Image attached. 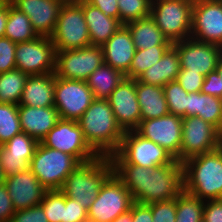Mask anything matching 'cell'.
<instances>
[{"label":"cell","instance_id":"22","mask_svg":"<svg viewBox=\"0 0 222 222\" xmlns=\"http://www.w3.org/2000/svg\"><path fill=\"white\" fill-rule=\"evenodd\" d=\"M21 130L38 142L48 134L60 119L58 111L51 107L18 105Z\"/></svg>","mask_w":222,"mask_h":222},{"label":"cell","instance_id":"28","mask_svg":"<svg viewBox=\"0 0 222 222\" xmlns=\"http://www.w3.org/2000/svg\"><path fill=\"white\" fill-rule=\"evenodd\" d=\"M129 29L136 49H148L153 46H172L153 18L149 15L125 24Z\"/></svg>","mask_w":222,"mask_h":222},{"label":"cell","instance_id":"3","mask_svg":"<svg viewBox=\"0 0 222 222\" xmlns=\"http://www.w3.org/2000/svg\"><path fill=\"white\" fill-rule=\"evenodd\" d=\"M182 165L185 192L204 201L222 199V145L190 157Z\"/></svg>","mask_w":222,"mask_h":222},{"label":"cell","instance_id":"13","mask_svg":"<svg viewBox=\"0 0 222 222\" xmlns=\"http://www.w3.org/2000/svg\"><path fill=\"white\" fill-rule=\"evenodd\" d=\"M104 63L101 46L56 51L55 76L68 80H84Z\"/></svg>","mask_w":222,"mask_h":222},{"label":"cell","instance_id":"29","mask_svg":"<svg viewBox=\"0 0 222 222\" xmlns=\"http://www.w3.org/2000/svg\"><path fill=\"white\" fill-rule=\"evenodd\" d=\"M124 77L120 71L103 63L88 77L86 82L95 99H107Z\"/></svg>","mask_w":222,"mask_h":222},{"label":"cell","instance_id":"36","mask_svg":"<svg viewBox=\"0 0 222 222\" xmlns=\"http://www.w3.org/2000/svg\"><path fill=\"white\" fill-rule=\"evenodd\" d=\"M39 205L49 222L65 221V195L60 190H47Z\"/></svg>","mask_w":222,"mask_h":222},{"label":"cell","instance_id":"17","mask_svg":"<svg viewBox=\"0 0 222 222\" xmlns=\"http://www.w3.org/2000/svg\"><path fill=\"white\" fill-rule=\"evenodd\" d=\"M190 37L222 46L221 0H194Z\"/></svg>","mask_w":222,"mask_h":222},{"label":"cell","instance_id":"49","mask_svg":"<svg viewBox=\"0 0 222 222\" xmlns=\"http://www.w3.org/2000/svg\"><path fill=\"white\" fill-rule=\"evenodd\" d=\"M133 222H153L151 208L146 204L134 202L132 204Z\"/></svg>","mask_w":222,"mask_h":222},{"label":"cell","instance_id":"9","mask_svg":"<svg viewBox=\"0 0 222 222\" xmlns=\"http://www.w3.org/2000/svg\"><path fill=\"white\" fill-rule=\"evenodd\" d=\"M134 203L129 190L114 172L100 188L97 198L88 209V222H112L130 210Z\"/></svg>","mask_w":222,"mask_h":222},{"label":"cell","instance_id":"45","mask_svg":"<svg viewBox=\"0 0 222 222\" xmlns=\"http://www.w3.org/2000/svg\"><path fill=\"white\" fill-rule=\"evenodd\" d=\"M201 93L222 99V75L217 70L205 76Z\"/></svg>","mask_w":222,"mask_h":222},{"label":"cell","instance_id":"53","mask_svg":"<svg viewBox=\"0 0 222 222\" xmlns=\"http://www.w3.org/2000/svg\"><path fill=\"white\" fill-rule=\"evenodd\" d=\"M4 181H5V176L3 174L2 167H1V162H0V185L3 184Z\"/></svg>","mask_w":222,"mask_h":222},{"label":"cell","instance_id":"12","mask_svg":"<svg viewBox=\"0 0 222 222\" xmlns=\"http://www.w3.org/2000/svg\"><path fill=\"white\" fill-rule=\"evenodd\" d=\"M94 99L86 81L55 76L54 107L61 119L78 121Z\"/></svg>","mask_w":222,"mask_h":222},{"label":"cell","instance_id":"48","mask_svg":"<svg viewBox=\"0 0 222 222\" xmlns=\"http://www.w3.org/2000/svg\"><path fill=\"white\" fill-rule=\"evenodd\" d=\"M90 5L100 9L105 15L120 21V11L117 0H85Z\"/></svg>","mask_w":222,"mask_h":222},{"label":"cell","instance_id":"6","mask_svg":"<svg viewBox=\"0 0 222 222\" xmlns=\"http://www.w3.org/2000/svg\"><path fill=\"white\" fill-rule=\"evenodd\" d=\"M81 163L70 154L38 143L30 169L47 190H60L69 174Z\"/></svg>","mask_w":222,"mask_h":222},{"label":"cell","instance_id":"23","mask_svg":"<svg viewBox=\"0 0 222 222\" xmlns=\"http://www.w3.org/2000/svg\"><path fill=\"white\" fill-rule=\"evenodd\" d=\"M55 74L29 75L19 105L31 107L54 106Z\"/></svg>","mask_w":222,"mask_h":222},{"label":"cell","instance_id":"46","mask_svg":"<svg viewBox=\"0 0 222 222\" xmlns=\"http://www.w3.org/2000/svg\"><path fill=\"white\" fill-rule=\"evenodd\" d=\"M203 220L205 222H222V199L204 201Z\"/></svg>","mask_w":222,"mask_h":222},{"label":"cell","instance_id":"39","mask_svg":"<svg viewBox=\"0 0 222 222\" xmlns=\"http://www.w3.org/2000/svg\"><path fill=\"white\" fill-rule=\"evenodd\" d=\"M31 159L32 157L7 156V150L0 146V162L5 178L30 168Z\"/></svg>","mask_w":222,"mask_h":222},{"label":"cell","instance_id":"27","mask_svg":"<svg viewBox=\"0 0 222 222\" xmlns=\"http://www.w3.org/2000/svg\"><path fill=\"white\" fill-rule=\"evenodd\" d=\"M136 95L141 121L163 117L169 113L163 87L147 85L136 79Z\"/></svg>","mask_w":222,"mask_h":222},{"label":"cell","instance_id":"52","mask_svg":"<svg viewBox=\"0 0 222 222\" xmlns=\"http://www.w3.org/2000/svg\"><path fill=\"white\" fill-rule=\"evenodd\" d=\"M216 70L220 75H222V56L220 57V59L218 61Z\"/></svg>","mask_w":222,"mask_h":222},{"label":"cell","instance_id":"10","mask_svg":"<svg viewBox=\"0 0 222 222\" xmlns=\"http://www.w3.org/2000/svg\"><path fill=\"white\" fill-rule=\"evenodd\" d=\"M42 145L75 157L80 163L100 155L88 144L77 121L59 119L40 142Z\"/></svg>","mask_w":222,"mask_h":222},{"label":"cell","instance_id":"2","mask_svg":"<svg viewBox=\"0 0 222 222\" xmlns=\"http://www.w3.org/2000/svg\"><path fill=\"white\" fill-rule=\"evenodd\" d=\"M77 122L88 144L100 156L109 157L119 149L124 131L107 99H94Z\"/></svg>","mask_w":222,"mask_h":222},{"label":"cell","instance_id":"54","mask_svg":"<svg viewBox=\"0 0 222 222\" xmlns=\"http://www.w3.org/2000/svg\"><path fill=\"white\" fill-rule=\"evenodd\" d=\"M62 4L78 3L80 0H58Z\"/></svg>","mask_w":222,"mask_h":222},{"label":"cell","instance_id":"8","mask_svg":"<svg viewBox=\"0 0 222 222\" xmlns=\"http://www.w3.org/2000/svg\"><path fill=\"white\" fill-rule=\"evenodd\" d=\"M50 38L56 51L82 49L91 46L83 13V0L61 6L54 33Z\"/></svg>","mask_w":222,"mask_h":222},{"label":"cell","instance_id":"32","mask_svg":"<svg viewBox=\"0 0 222 222\" xmlns=\"http://www.w3.org/2000/svg\"><path fill=\"white\" fill-rule=\"evenodd\" d=\"M171 46H153L148 49H136L127 78L137 79L150 66L157 63Z\"/></svg>","mask_w":222,"mask_h":222},{"label":"cell","instance_id":"35","mask_svg":"<svg viewBox=\"0 0 222 222\" xmlns=\"http://www.w3.org/2000/svg\"><path fill=\"white\" fill-rule=\"evenodd\" d=\"M163 91L169 113L186 118L188 92L176 80L164 85Z\"/></svg>","mask_w":222,"mask_h":222},{"label":"cell","instance_id":"33","mask_svg":"<svg viewBox=\"0 0 222 222\" xmlns=\"http://www.w3.org/2000/svg\"><path fill=\"white\" fill-rule=\"evenodd\" d=\"M204 200L185 192L176 198V222H200L203 220Z\"/></svg>","mask_w":222,"mask_h":222},{"label":"cell","instance_id":"25","mask_svg":"<svg viewBox=\"0 0 222 222\" xmlns=\"http://www.w3.org/2000/svg\"><path fill=\"white\" fill-rule=\"evenodd\" d=\"M180 69L178 52L171 46L162 58L143 72L137 80L147 85L163 87L167 83L176 80Z\"/></svg>","mask_w":222,"mask_h":222},{"label":"cell","instance_id":"24","mask_svg":"<svg viewBox=\"0 0 222 222\" xmlns=\"http://www.w3.org/2000/svg\"><path fill=\"white\" fill-rule=\"evenodd\" d=\"M83 13L90 43L93 46H102L123 25L118 19L105 15L85 0H83Z\"/></svg>","mask_w":222,"mask_h":222},{"label":"cell","instance_id":"50","mask_svg":"<svg viewBox=\"0 0 222 222\" xmlns=\"http://www.w3.org/2000/svg\"><path fill=\"white\" fill-rule=\"evenodd\" d=\"M8 20V0H0V38L4 37Z\"/></svg>","mask_w":222,"mask_h":222},{"label":"cell","instance_id":"14","mask_svg":"<svg viewBox=\"0 0 222 222\" xmlns=\"http://www.w3.org/2000/svg\"><path fill=\"white\" fill-rule=\"evenodd\" d=\"M56 50L50 37L38 36L29 42L17 43L16 69L28 75L55 72Z\"/></svg>","mask_w":222,"mask_h":222},{"label":"cell","instance_id":"19","mask_svg":"<svg viewBox=\"0 0 222 222\" xmlns=\"http://www.w3.org/2000/svg\"><path fill=\"white\" fill-rule=\"evenodd\" d=\"M4 184L15 211L38 206L47 191L30 168L6 177Z\"/></svg>","mask_w":222,"mask_h":222},{"label":"cell","instance_id":"42","mask_svg":"<svg viewBox=\"0 0 222 222\" xmlns=\"http://www.w3.org/2000/svg\"><path fill=\"white\" fill-rule=\"evenodd\" d=\"M205 76L200 73L190 72L188 69H180L176 81L186 92H201Z\"/></svg>","mask_w":222,"mask_h":222},{"label":"cell","instance_id":"18","mask_svg":"<svg viewBox=\"0 0 222 222\" xmlns=\"http://www.w3.org/2000/svg\"><path fill=\"white\" fill-rule=\"evenodd\" d=\"M116 122L122 130H135L141 121L140 105L136 95V79L124 77L107 98Z\"/></svg>","mask_w":222,"mask_h":222},{"label":"cell","instance_id":"20","mask_svg":"<svg viewBox=\"0 0 222 222\" xmlns=\"http://www.w3.org/2000/svg\"><path fill=\"white\" fill-rule=\"evenodd\" d=\"M19 11L26 14L38 36L51 37L58 14L63 5L58 0H10Z\"/></svg>","mask_w":222,"mask_h":222},{"label":"cell","instance_id":"15","mask_svg":"<svg viewBox=\"0 0 222 222\" xmlns=\"http://www.w3.org/2000/svg\"><path fill=\"white\" fill-rule=\"evenodd\" d=\"M135 131L164 148L180 162L182 117L168 113L163 117L142 120Z\"/></svg>","mask_w":222,"mask_h":222},{"label":"cell","instance_id":"43","mask_svg":"<svg viewBox=\"0 0 222 222\" xmlns=\"http://www.w3.org/2000/svg\"><path fill=\"white\" fill-rule=\"evenodd\" d=\"M64 222H88V210L80 202L65 196Z\"/></svg>","mask_w":222,"mask_h":222},{"label":"cell","instance_id":"38","mask_svg":"<svg viewBox=\"0 0 222 222\" xmlns=\"http://www.w3.org/2000/svg\"><path fill=\"white\" fill-rule=\"evenodd\" d=\"M38 141L21 131L2 145L7 150V156L33 157Z\"/></svg>","mask_w":222,"mask_h":222},{"label":"cell","instance_id":"5","mask_svg":"<svg viewBox=\"0 0 222 222\" xmlns=\"http://www.w3.org/2000/svg\"><path fill=\"white\" fill-rule=\"evenodd\" d=\"M194 0H152L150 16L173 44L190 38Z\"/></svg>","mask_w":222,"mask_h":222},{"label":"cell","instance_id":"30","mask_svg":"<svg viewBox=\"0 0 222 222\" xmlns=\"http://www.w3.org/2000/svg\"><path fill=\"white\" fill-rule=\"evenodd\" d=\"M4 37L14 43L29 42L38 37L34 31L29 17L15 8L8 0V20Z\"/></svg>","mask_w":222,"mask_h":222},{"label":"cell","instance_id":"47","mask_svg":"<svg viewBox=\"0 0 222 222\" xmlns=\"http://www.w3.org/2000/svg\"><path fill=\"white\" fill-rule=\"evenodd\" d=\"M15 212L6 185H0V222H9Z\"/></svg>","mask_w":222,"mask_h":222},{"label":"cell","instance_id":"11","mask_svg":"<svg viewBox=\"0 0 222 222\" xmlns=\"http://www.w3.org/2000/svg\"><path fill=\"white\" fill-rule=\"evenodd\" d=\"M222 145V133L198 116L182 118L180 162L214 151Z\"/></svg>","mask_w":222,"mask_h":222},{"label":"cell","instance_id":"1","mask_svg":"<svg viewBox=\"0 0 222 222\" xmlns=\"http://www.w3.org/2000/svg\"><path fill=\"white\" fill-rule=\"evenodd\" d=\"M114 174L139 204L176 199L184 190L183 165L176 159L166 165L142 167L134 164H112Z\"/></svg>","mask_w":222,"mask_h":222},{"label":"cell","instance_id":"34","mask_svg":"<svg viewBox=\"0 0 222 222\" xmlns=\"http://www.w3.org/2000/svg\"><path fill=\"white\" fill-rule=\"evenodd\" d=\"M21 131L18 105L0 103V146Z\"/></svg>","mask_w":222,"mask_h":222},{"label":"cell","instance_id":"37","mask_svg":"<svg viewBox=\"0 0 222 222\" xmlns=\"http://www.w3.org/2000/svg\"><path fill=\"white\" fill-rule=\"evenodd\" d=\"M120 22L125 25L150 15L152 0H117Z\"/></svg>","mask_w":222,"mask_h":222},{"label":"cell","instance_id":"51","mask_svg":"<svg viewBox=\"0 0 222 222\" xmlns=\"http://www.w3.org/2000/svg\"><path fill=\"white\" fill-rule=\"evenodd\" d=\"M112 222H133L132 219V205L130 210L116 217Z\"/></svg>","mask_w":222,"mask_h":222},{"label":"cell","instance_id":"21","mask_svg":"<svg viewBox=\"0 0 222 222\" xmlns=\"http://www.w3.org/2000/svg\"><path fill=\"white\" fill-rule=\"evenodd\" d=\"M101 47L104 63L125 75L136 50L129 29L122 25Z\"/></svg>","mask_w":222,"mask_h":222},{"label":"cell","instance_id":"41","mask_svg":"<svg viewBox=\"0 0 222 222\" xmlns=\"http://www.w3.org/2000/svg\"><path fill=\"white\" fill-rule=\"evenodd\" d=\"M17 44L9 38H0V73L16 69L15 50Z\"/></svg>","mask_w":222,"mask_h":222},{"label":"cell","instance_id":"4","mask_svg":"<svg viewBox=\"0 0 222 222\" xmlns=\"http://www.w3.org/2000/svg\"><path fill=\"white\" fill-rule=\"evenodd\" d=\"M113 173V165L108 156L81 163L66 178L60 191L86 208L97 198L100 188Z\"/></svg>","mask_w":222,"mask_h":222},{"label":"cell","instance_id":"40","mask_svg":"<svg viewBox=\"0 0 222 222\" xmlns=\"http://www.w3.org/2000/svg\"><path fill=\"white\" fill-rule=\"evenodd\" d=\"M151 208L153 222H176V199L155 202Z\"/></svg>","mask_w":222,"mask_h":222},{"label":"cell","instance_id":"16","mask_svg":"<svg viewBox=\"0 0 222 222\" xmlns=\"http://www.w3.org/2000/svg\"><path fill=\"white\" fill-rule=\"evenodd\" d=\"M178 52L181 69L204 76L217 68L222 56V46L187 38L172 45Z\"/></svg>","mask_w":222,"mask_h":222},{"label":"cell","instance_id":"26","mask_svg":"<svg viewBox=\"0 0 222 222\" xmlns=\"http://www.w3.org/2000/svg\"><path fill=\"white\" fill-rule=\"evenodd\" d=\"M198 116L222 133V99L201 92L188 93L186 118Z\"/></svg>","mask_w":222,"mask_h":222},{"label":"cell","instance_id":"44","mask_svg":"<svg viewBox=\"0 0 222 222\" xmlns=\"http://www.w3.org/2000/svg\"><path fill=\"white\" fill-rule=\"evenodd\" d=\"M9 222H49V220L43 208L38 205L15 211Z\"/></svg>","mask_w":222,"mask_h":222},{"label":"cell","instance_id":"7","mask_svg":"<svg viewBox=\"0 0 222 222\" xmlns=\"http://www.w3.org/2000/svg\"><path fill=\"white\" fill-rule=\"evenodd\" d=\"M109 158L112 164H134L142 167H157L175 160L168 151L135 130L124 132L119 149Z\"/></svg>","mask_w":222,"mask_h":222},{"label":"cell","instance_id":"31","mask_svg":"<svg viewBox=\"0 0 222 222\" xmlns=\"http://www.w3.org/2000/svg\"><path fill=\"white\" fill-rule=\"evenodd\" d=\"M28 76L19 69L0 73V103L19 105Z\"/></svg>","mask_w":222,"mask_h":222}]
</instances>
